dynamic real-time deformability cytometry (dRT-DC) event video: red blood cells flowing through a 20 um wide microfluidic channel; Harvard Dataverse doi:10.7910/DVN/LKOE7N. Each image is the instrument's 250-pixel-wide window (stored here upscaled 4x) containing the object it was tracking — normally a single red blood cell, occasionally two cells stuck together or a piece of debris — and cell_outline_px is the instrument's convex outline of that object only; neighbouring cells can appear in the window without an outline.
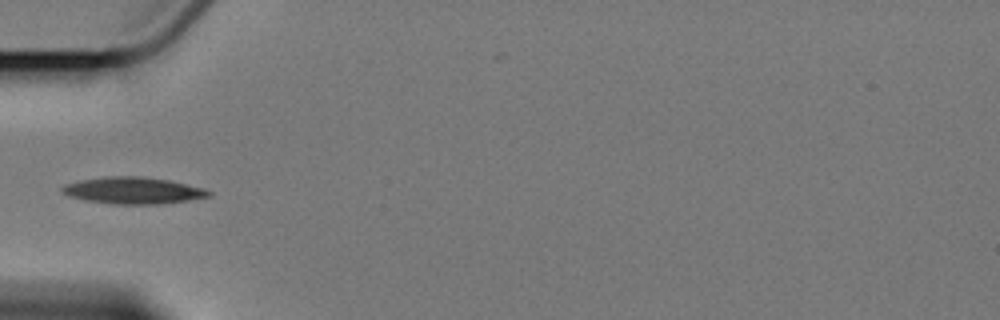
{"species": "Egyptian fruit bat (a non-hibernating species)", "species_latin": "Rousettus aegyptiacus", "temperature_condition": "cold", "stored_images_in_passage": 9, "camera_frame_rate_fps": 3000, "um_per_image_px": 0.085, "animal": {"sex": "female"}, "frame": {"image": 1, "passage_image": 6, "time_ms": 6.0, "image_size_px": [1000, 320], "cell_outline_px": [[212, 196], [188, 200], [160, 204], [112, 204], [84, 200], [68, 196], [60, 192], [60, 188], [64, 184], [80, 180], [104, 176], [140, 176], [168, 180], [204, 188], [212, 192]], "centroid_in_image_um": [11.27, 16.19], "position_along_channel_um": 73.7, "area_um2": 23.0}}
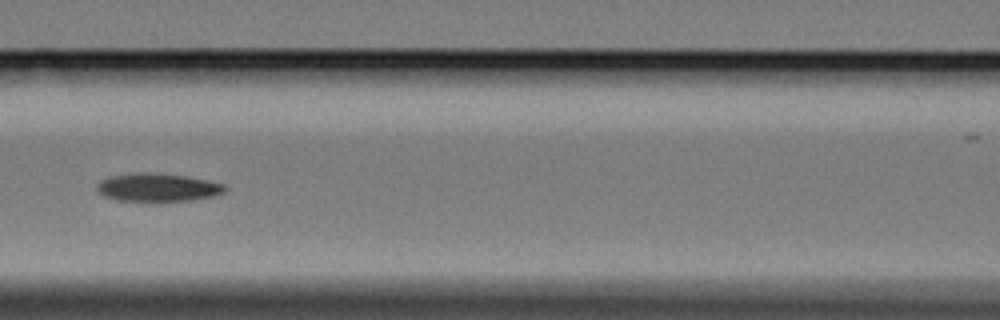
{"frame": {"image": 2, "passage_image": 8, "time_ms": 8.333, "image_size_px": [1000, 320], "cell_outline_px": [[228, 188], [224, 192], [216, 196], [192, 200], [116, 200], [104, 196], [96, 192], [96, 184], [100, 180], [112, 176], [136, 172], [140, 172], [184, 176], [208, 180], [224, 184]], "centroid_in_image_um": [13.4, 15.93], "position_along_channel_um": 153.2, "area_um2": 20.81}}
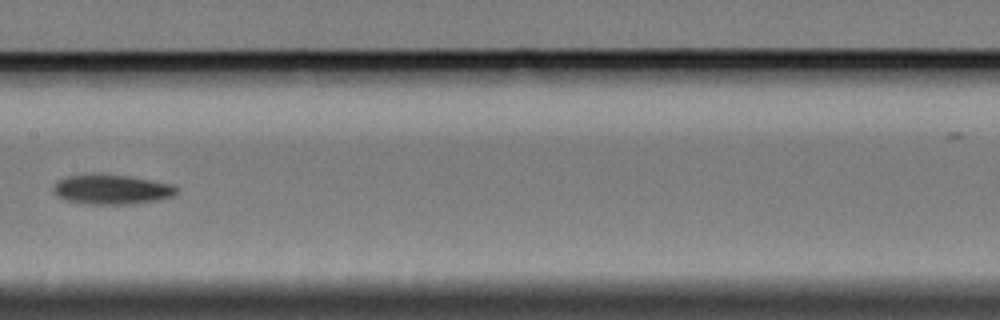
{"frame": {"image": 3, "passage_image": 9, "time_ms": 9.667, "image_size_px": [1000, 320], "cell_outline_px": [[180, 188], [172, 196], [160, 200], [136, 204], [88, 204], [64, 200], [56, 196], [52, 192], [52, 188], [56, 180], [68, 176], [128, 176], [172, 184]], "centroid_in_image_um": [9.49, 16.14], "position_along_channel_um": 197.9, "area_um2": 21.1}}